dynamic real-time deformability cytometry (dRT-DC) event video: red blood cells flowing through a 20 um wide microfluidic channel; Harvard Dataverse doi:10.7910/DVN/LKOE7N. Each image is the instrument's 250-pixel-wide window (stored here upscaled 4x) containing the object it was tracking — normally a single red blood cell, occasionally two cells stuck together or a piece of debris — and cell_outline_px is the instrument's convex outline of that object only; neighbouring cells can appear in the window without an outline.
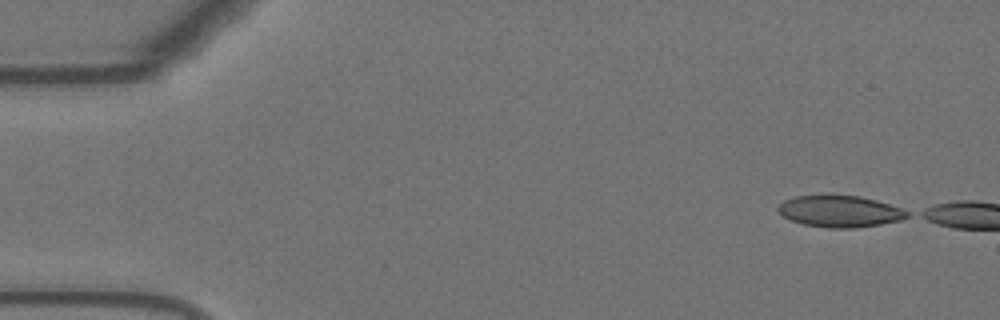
{"species": "Egyptian fruit bat (a non-hibernating species)", "species_latin": "Rousettus aegyptiacus", "temperature_condition": "warm", "stored_images_in_passage": 1, "camera_frame_rate_fps": 3000, "um_per_image_px": 0.085, "animal": {"sex": "female"}, "frame": {"image": 1, "passage_image": 1, "time_ms": 0.0, "image_size_px": [1000, 320], "cell_outline_px": [[908, 216], [900, 220], [880, 224], [856, 228], [828, 228], [804, 224], [792, 220], [776, 212], [776, 208], [784, 200], [792, 196], [860, 196], [876, 200], [900, 208], [908, 212]], "centroid_in_image_um": [71.35, 17.97], "position_along_channel_um": 13.7, "area_um2": 23.47}}